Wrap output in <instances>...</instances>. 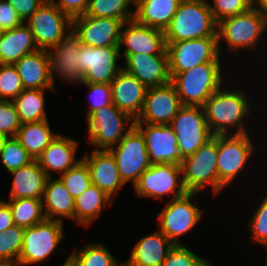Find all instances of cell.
Returning <instances> with one entry per match:
<instances>
[{
    "label": "cell",
    "instance_id": "cell-2",
    "mask_svg": "<svg viewBox=\"0 0 267 266\" xmlns=\"http://www.w3.org/2000/svg\"><path fill=\"white\" fill-rule=\"evenodd\" d=\"M164 32L166 42L217 37V22L213 18L209 3L181 0Z\"/></svg>",
    "mask_w": 267,
    "mask_h": 266
},
{
    "label": "cell",
    "instance_id": "cell-51",
    "mask_svg": "<svg viewBox=\"0 0 267 266\" xmlns=\"http://www.w3.org/2000/svg\"><path fill=\"white\" fill-rule=\"evenodd\" d=\"M254 7L267 19V0H254Z\"/></svg>",
    "mask_w": 267,
    "mask_h": 266
},
{
    "label": "cell",
    "instance_id": "cell-25",
    "mask_svg": "<svg viewBox=\"0 0 267 266\" xmlns=\"http://www.w3.org/2000/svg\"><path fill=\"white\" fill-rule=\"evenodd\" d=\"M174 246L171 240L159 229L145 235L133 247L129 266H162L170 249Z\"/></svg>",
    "mask_w": 267,
    "mask_h": 266
},
{
    "label": "cell",
    "instance_id": "cell-52",
    "mask_svg": "<svg viewBox=\"0 0 267 266\" xmlns=\"http://www.w3.org/2000/svg\"><path fill=\"white\" fill-rule=\"evenodd\" d=\"M7 138L8 137H6L4 134L0 133V149Z\"/></svg>",
    "mask_w": 267,
    "mask_h": 266
},
{
    "label": "cell",
    "instance_id": "cell-54",
    "mask_svg": "<svg viewBox=\"0 0 267 266\" xmlns=\"http://www.w3.org/2000/svg\"><path fill=\"white\" fill-rule=\"evenodd\" d=\"M62 266H72L69 262V256L68 258L66 259V261L64 262V264Z\"/></svg>",
    "mask_w": 267,
    "mask_h": 266
},
{
    "label": "cell",
    "instance_id": "cell-6",
    "mask_svg": "<svg viewBox=\"0 0 267 266\" xmlns=\"http://www.w3.org/2000/svg\"><path fill=\"white\" fill-rule=\"evenodd\" d=\"M249 133L217 135L218 194L230 185L246 169L254 155V146ZM229 184V185H228Z\"/></svg>",
    "mask_w": 267,
    "mask_h": 266
},
{
    "label": "cell",
    "instance_id": "cell-16",
    "mask_svg": "<svg viewBox=\"0 0 267 266\" xmlns=\"http://www.w3.org/2000/svg\"><path fill=\"white\" fill-rule=\"evenodd\" d=\"M124 22L115 18L80 15L72 19V32L91 47H119Z\"/></svg>",
    "mask_w": 267,
    "mask_h": 266
},
{
    "label": "cell",
    "instance_id": "cell-55",
    "mask_svg": "<svg viewBox=\"0 0 267 266\" xmlns=\"http://www.w3.org/2000/svg\"><path fill=\"white\" fill-rule=\"evenodd\" d=\"M191 1H199V2H204V3H209V1L207 2V0H191Z\"/></svg>",
    "mask_w": 267,
    "mask_h": 266
},
{
    "label": "cell",
    "instance_id": "cell-35",
    "mask_svg": "<svg viewBox=\"0 0 267 266\" xmlns=\"http://www.w3.org/2000/svg\"><path fill=\"white\" fill-rule=\"evenodd\" d=\"M135 4V0H89L84 15L100 18H115L124 23L133 20L135 10L128 7Z\"/></svg>",
    "mask_w": 267,
    "mask_h": 266
},
{
    "label": "cell",
    "instance_id": "cell-48",
    "mask_svg": "<svg viewBox=\"0 0 267 266\" xmlns=\"http://www.w3.org/2000/svg\"><path fill=\"white\" fill-rule=\"evenodd\" d=\"M63 13L71 19L84 15L88 8L89 0H51Z\"/></svg>",
    "mask_w": 267,
    "mask_h": 266
},
{
    "label": "cell",
    "instance_id": "cell-33",
    "mask_svg": "<svg viewBox=\"0 0 267 266\" xmlns=\"http://www.w3.org/2000/svg\"><path fill=\"white\" fill-rule=\"evenodd\" d=\"M7 203L16 226L29 228L46 219L42 199L17 198L10 199Z\"/></svg>",
    "mask_w": 267,
    "mask_h": 266
},
{
    "label": "cell",
    "instance_id": "cell-31",
    "mask_svg": "<svg viewBox=\"0 0 267 266\" xmlns=\"http://www.w3.org/2000/svg\"><path fill=\"white\" fill-rule=\"evenodd\" d=\"M58 134L51 131L48 119L40 122L23 123L15 138L36 160Z\"/></svg>",
    "mask_w": 267,
    "mask_h": 266
},
{
    "label": "cell",
    "instance_id": "cell-1",
    "mask_svg": "<svg viewBox=\"0 0 267 266\" xmlns=\"http://www.w3.org/2000/svg\"><path fill=\"white\" fill-rule=\"evenodd\" d=\"M245 91L225 88L222 85L205 102L203 105L205 118L213 135L231 134L230 129H233V134L248 133L244 121L253 111V101L250 105V97Z\"/></svg>",
    "mask_w": 267,
    "mask_h": 266
},
{
    "label": "cell",
    "instance_id": "cell-44",
    "mask_svg": "<svg viewBox=\"0 0 267 266\" xmlns=\"http://www.w3.org/2000/svg\"><path fill=\"white\" fill-rule=\"evenodd\" d=\"M258 208L256 207L253 217L248 222L253 243L261 246L267 245V195L261 199Z\"/></svg>",
    "mask_w": 267,
    "mask_h": 266
},
{
    "label": "cell",
    "instance_id": "cell-7",
    "mask_svg": "<svg viewBox=\"0 0 267 266\" xmlns=\"http://www.w3.org/2000/svg\"><path fill=\"white\" fill-rule=\"evenodd\" d=\"M86 122L89 144L95 146L96 150H109L114 147L135 125V120L113 103L94 111ZM128 122L130 125L126 129Z\"/></svg>",
    "mask_w": 267,
    "mask_h": 266
},
{
    "label": "cell",
    "instance_id": "cell-53",
    "mask_svg": "<svg viewBox=\"0 0 267 266\" xmlns=\"http://www.w3.org/2000/svg\"><path fill=\"white\" fill-rule=\"evenodd\" d=\"M114 266H129V263H128V261L127 262L125 261V262H122V263L121 262H119V263L117 262Z\"/></svg>",
    "mask_w": 267,
    "mask_h": 266
},
{
    "label": "cell",
    "instance_id": "cell-47",
    "mask_svg": "<svg viewBox=\"0 0 267 266\" xmlns=\"http://www.w3.org/2000/svg\"><path fill=\"white\" fill-rule=\"evenodd\" d=\"M23 23L7 0H0V31L14 29Z\"/></svg>",
    "mask_w": 267,
    "mask_h": 266
},
{
    "label": "cell",
    "instance_id": "cell-56",
    "mask_svg": "<svg viewBox=\"0 0 267 266\" xmlns=\"http://www.w3.org/2000/svg\"><path fill=\"white\" fill-rule=\"evenodd\" d=\"M264 248L267 249V245L263 246ZM266 262H267V254H266V258H265Z\"/></svg>",
    "mask_w": 267,
    "mask_h": 266
},
{
    "label": "cell",
    "instance_id": "cell-42",
    "mask_svg": "<svg viewBox=\"0 0 267 266\" xmlns=\"http://www.w3.org/2000/svg\"><path fill=\"white\" fill-rule=\"evenodd\" d=\"M181 157L194 154L201 146L213 138L211 131L175 132Z\"/></svg>",
    "mask_w": 267,
    "mask_h": 266
},
{
    "label": "cell",
    "instance_id": "cell-20",
    "mask_svg": "<svg viewBox=\"0 0 267 266\" xmlns=\"http://www.w3.org/2000/svg\"><path fill=\"white\" fill-rule=\"evenodd\" d=\"M123 70L134 76L147 88L161 86L171 81L167 55L129 54Z\"/></svg>",
    "mask_w": 267,
    "mask_h": 266
},
{
    "label": "cell",
    "instance_id": "cell-19",
    "mask_svg": "<svg viewBox=\"0 0 267 266\" xmlns=\"http://www.w3.org/2000/svg\"><path fill=\"white\" fill-rule=\"evenodd\" d=\"M142 132L151 164L181 165L177 136L170 125L135 124ZM145 126V127H143Z\"/></svg>",
    "mask_w": 267,
    "mask_h": 266
},
{
    "label": "cell",
    "instance_id": "cell-29",
    "mask_svg": "<svg viewBox=\"0 0 267 266\" xmlns=\"http://www.w3.org/2000/svg\"><path fill=\"white\" fill-rule=\"evenodd\" d=\"M181 0H135L134 19L143 25L165 31Z\"/></svg>",
    "mask_w": 267,
    "mask_h": 266
},
{
    "label": "cell",
    "instance_id": "cell-41",
    "mask_svg": "<svg viewBox=\"0 0 267 266\" xmlns=\"http://www.w3.org/2000/svg\"><path fill=\"white\" fill-rule=\"evenodd\" d=\"M213 262L197 256L186 246L174 245L168 252L162 266H212Z\"/></svg>",
    "mask_w": 267,
    "mask_h": 266
},
{
    "label": "cell",
    "instance_id": "cell-23",
    "mask_svg": "<svg viewBox=\"0 0 267 266\" xmlns=\"http://www.w3.org/2000/svg\"><path fill=\"white\" fill-rule=\"evenodd\" d=\"M77 143L76 140L59 133L43 150L36 160L47 177H52V171L62 175L82 160L76 159V149L79 147Z\"/></svg>",
    "mask_w": 267,
    "mask_h": 266
},
{
    "label": "cell",
    "instance_id": "cell-28",
    "mask_svg": "<svg viewBox=\"0 0 267 266\" xmlns=\"http://www.w3.org/2000/svg\"><path fill=\"white\" fill-rule=\"evenodd\" d=\"M38 50L30 28L23 22L0 36V64L14 65L24 55Z\"/></svg>",
    "mask_w": 267,
    "mask_h": 266
},
{
    "label": "cell",
    "instance_id": "cell-22",
    "mask_svg": "<svg viewBox=\"0 0 267 266\" xmlns=\"http://www.w3.org/2000/svg\"><path fill=\"white\" fill-rule=\"evenodd\" d=\"M112 103L135 121L142 112L147 87L123 69L110 83Z\"/></svg>",
    "mask_w": 267,
    "mask_h": 266
},
{
    "label": "cell",
    "instance_id": "cell-9",
    "mask_svg": "<svg viewBox=\"0 0 267 266\" xmlns=\"http://www.w3.org/2000/svg\"><path fill=\"white\" fill-rule=\"evenodd\" d=\"M25 24L40 50L51 49L72 31V19L51 0H46Z\"/></svg>",
    "mask_w": 267,
    "mask_h": 266
},
{
    "label": "cell",
    "instance_id": "cell-46",
    "mask_svg": "<svg viewBox=\"0 0 267 266\" xmlns=\"http://www.w3.org/2000/svg\"><path fill=\"white\" fill-rule=\"evenodd\" d=\"M90 89V107L86 112V119L96 110L112 104L111 86L105 83H82Z\"/></svg>",
    "mask_w": 267,
    "mask_h": 266
},
{
    "label": "cell",
    "instance_id": "cell-4",
    "mask_svg": "<svg viewBox=\"0 0 267 266\" xmlns=\"http://www.w3.org/2000/svg\"><path fill=\"white\" fill-rule=\"evenodd\" d=\"M267 19L254 6L248 11L226 17L217 22L218 50L225 41L229 51L254 49L259 47L261 37L266 32ZM257 45V46H256Z\"/></svg>",
    "mask_w": 267,
    "mask_h": 266
},
{
    "label": "cell",
    "instance_id": "cell-18",
    "mask_svg": "<svg viewBox=\"0 0 267 266\" xmlns=\"http://www.w3.org/2000/svg\"><path fill=\"white\" fill-rule=\"evenodd\" d=\"M79 38L71 31L51 49L46 50L49 59V74L55 83V76L66 83L82 82L80 73Z\"/></svg>",
    "mask_w": 267,
    "mask_h": 266
},
{
    "label": "cell",
    "instance_id": "cell-50",
    "mask_svg": "<svg viewBox=\"0 0 267 266\" xmlns=\"http://www.w3.org/2000/svg\"><path fill=\"white\" fill-rule=\"evenodd\" d=\"M13 225L15 224L9 204L4 200H0V232H5Z\"/></svg>",
    "mask_w": 267,
    "mask_h": 266
},
{
    "label": "cell",
    "instance_id": "cell-30",
    "mask_svg": "<svg viewBox=\"0 0 267 266\" xmlns=\"http://www.w3.org/2000/svg\"><path fill=\"white\" fill-rule=\"evenodd\" d=\"M113 199L95 185H91L75 198L74 220L79 225L89 227L106 205H112ZM104 206V207H103Z\"/></svg>",
    "mask_w": 267,
    "mask_h": 266
},
{
    "label": "cell",
    "instance_id": "cell-3",
    "mask_svg": "<svg viewBox=\"0 0 267 266\" xmlns=\"http://www.w3.org/2000/svg\"><path fill=\"white\" fill-rule=\"evenodd\" d=\"M224 72L220 62H208L177 73L171 82L182 105L203 106L223 84Z\"/></svg>",
    "mask_w": 267,
    "mask_h": 266
},
{
    "label": "cell",
    "instance_id": "cell-57",
    "mask_svg": "<svg viewBox=\"0 0 267 266\" xmlns=\"http://www.w3.org/2000/svg\"><path fill=\"white\" fill-rule=\"evenodd\" d=\"M0 266H17V265H0Z\"/></svg>",
    "mask_w": 267,
    "mask_h": 266
},
{
    "label": "cell",
    "instance_id": "cell-32",
    "mask_svg": "<svg viewBox=\"0 0 267 266\" xmlns=\"http://www.w3.org/2000/svg\"><path fill=\"white\" fill-rule=\"evenodd\" d=\"M45 89H24L12 102L21 123L40 122L48 119L44 104Z\"/></svg>",
    "mask_w": 267,
    "mask_h": 266
},
{
    "label": "cell",
    "instance_id": "cell-45",
    "mask_svg": "<svg viewBox=\"0 0 267 266\" xmlns=\"http://www.w3.org/2000/svg\"><path fill=\"white\" fill-rule=\"evenodd\" d=\"M21 125L14 103L0 101V133L6 137H15Z\"/></svg>",
    "mask_w": 267,
    "mask_h": 266
},
{
    "label": "cell",
    "instance_id": "cell-21",
    "mask_svg": "<svg viewBox=\"0 0 267 266\" xmlns=\"http://www.w3.org/2000/svg\"><path fill=\"white\" fill-rule=\"evenodd\" d=\"M81 159L88 166L92 185L97 186L109 197L113 198L112 196L125 185L120 178L115 158L109 150L94 149L91 155L87 153L81 156Z\"/></svg>",
    "mask_w": 267,
    "mask_h": 266
},
{
    "label": "cell",
    "instance_id": "cell-17",
    "mask_svg": "<svg viewBox=\"0 0 267 266\" xmlns=\"http://www.w3.org/2000/svg\"><path fill=\"white\" fill-rule=\"evenodd\" d=\"M127 24V25H126ZM127 26V27H126ZM126 27V28H125ZM123 50V59L129 54L167 55L165 32L138 23L135 19L122 26L119 49Z\"/></svg>",
    "mask_w": 267,
    "mask_h": 266
},
{
    "label": "cell",
    "instance_id": "cell-26",
    "mask_svg": "<svg viewBox=\"0 0 267 266\" xmlns=\"http://www.w3.org/2000/svg\"><path fill=\"white\" fill-rule=\"evenodd\" d=\"M42 202L46 219L63 222L62 218H66L74 221L75 199L59 177L47 178Z\"/></svg>",
    "mask_w": 267,
    "mask_h": 266
},
{
    "label": "cell",
    "instance_id": "cell-8",
    "mask_svg": "<svg viewBox=\"0 0 267 266\" xmlns=\"http://www.w3.org/2000/svg\"><path fill=\"white\" fill-rule=\"evenodd\" d=\"M169 75L172 79L177 73L190 70L208 62H221L217 37H204L166 42Z\"/></svg>",
    "mask_w": 267,
    "mask_h": 266
},
{
    "label": "cell",
    "instance_id": "cell-24",
    "mask_svg": "<svg viewBox=\"0 0 267 266\" xmlns=\"http://www.w3.org/2000/svg\"><path fill=\"white\" fill-rule=\"evenodd\" d=\"M14 66L22 80L24 89H45L55 91V84L49 74V59L46 50H36L24 55Z\"/></svg>",
    "mask_w": 267,
    "mask_h": 266
},
{
    "label": "cell",
    "instance_id": "cell-11",
    "mask_svg": "<svg viewBox=\"0 0 267 266\" xmlns=\"http://www.w3.org/2000/svg\"><path fill=\"white\" fill-rule=\"evenodd\" d=\"M109 151L115 158L120 178L134 186L140 175L152 164L142 132L134 125L120 142Z\"/></svg>",
    "mask_w": 267,
    "mask_h": 266
},
{
    "label": "cell",
    "instance_id": "cell-12",
    "mask_svg": "<svg viewBox=\"0 0 267 266\" xmlns=\"http://www.w3.org/2000/svg\"><path fill=\"white\" fill-rule=\"evenodd\" d=\"M199 193L187 192L185 195L171 199L158 213L159 230L163 232L174 245H183L179 236L192 231L200 222L203 210L192 203V199Z\"/></svg>",
    "mask_w": 267,
    "mask_h": 266
},
{
    "label": "cell",
    "instance_id": "cell-10",
    "mask_svg": "<svg viewBox=\"0 0 267 266\" xmlns=\"http://www.w3.org/2000/svg\"><path fill=\"white\" fill-rule=\"evenodd\" d=\"M63 224L64 222L57 220L45 219L25 228L17 266L41 263L49 258L64 239Z\"/></svg>",
    "mask_w": 267,
    "mask_h": 266
},
{
    "label": "cell",
    "instance_id": "cell-15",
    "mask_svg": "<svg viewBox=\"0 0 267 266\" xmlns=\"http://www.w3.org/2000/svg\"><path fill=\"white\" fill-rule=\"evenodd\" d=\"M182 103L170 81L147 89L144 106L135 124L170 125Z\"/></svg>",
    "mask_w": 267,
    "mask_h": 266
},
{
    "label": "cell",
    "instance_id": "cell-39",
    "mask_svg": "<svg viewBox=\"0 0 267 266\" xmlns=\"http://www.w3.org/2000/svg\"><path fill=\"white\" fill-rule=\"evenodd\" d=\"M59 178L74 199L92 185L90 171L83 160L59 176Z\"/></svg>",
    "mask_w": 267,
    "mask_h": 266
},
{
    "label": "cell",
    "instance_id": "cell-40",
    "mask_svg": "<svg viewBox=\"0 0 267 266\" xmlns=\"http://www.w3.org/2000/svg\"><path fill=\"white\" fill-rule=\"evenodd\" d=\"M23 90L16 67L0 64V101H13Z\"/></svg>",
    "mask_w": 267,
    "mask_h": 266
},
{
    "label": "cell",
    "instance_id": "cell-27",
    "mask_svg": "<svg viewBox=\"0 0 267 266\" xmlns=\"http://www.w3.org/2000/svg\"><path fill=\"white\" fill-rule=\"evenodd\" d=\"M13 175L9 200L17 198L43 199L47 176L37 160L10 171Z\"/></svg>",
    "mask_w": 267,
    "mask_h": 266
},
{
    "label": "cell",
    "instance_id": "cell-49",
    "mask_svg": "<svg viewBox=\"0 0 267 266\" xmlns=\"http://www.w3.org/2000/svg\"><path fill=\"white\" fill-rule=\"evenodd\" d=\"M25 22L46 0H7Z\"/></svg>",
    "mask_w": 267,
    "mask_h": 266
},
{
    "label": "cell",
    "instance_id": "cell-5",
    "mask_svg": "<svg viewBox=\"0 0 267 266\" xmlns=\"http://www.w3.org/2000/svg\"><path fill=\"white\" fill-rule=\"evenodd\" d=\"M217 160V135H214L194 154L182 159L180 166L187 192L199 193L201 189L211 186L214 196L218 194Z\"/></svg>",
    "mask_w": 267,
    "mask_h": 266
},
{
    "label": "cell",
    "instance_id": "cell-13",
    "mask_svg": "<svg viewBox=\"0 0 267 266\" xmlns=\"http://www.w3.org/2000/svg\"><path fill=\"white\" fill-rule=\"evenodd\" d=\"M138 196L162 199L171 194V199L187 193L182 179L180 165L171 163L152 164L139 177L133 186Z\"/></svg>",
    "mask_w": 267,
    "mask_h": 266
},
{
    "label": "cell",
    "instance_id": "cell-34",
    "mask_svg": "<svg viewBox=\"0 0 267 266\" xmlns=\"http://www.w3.org/2000/svg\"><path fill=\"white\" fill-rule=\"evenodd\" d=\"M69 254L72 266H114L118 261L103 243H90Z\"/></svg>",
    "mask_w": 267,
    "mask_h": 266
},
{
    "label": "cell",
    "instance_id": "cell-38",
    "mask_svg": "<svg viewBox=\"0 0 267 266\" xmlns=\"http://www.w3.org/2000/svg\"><path fill=\"white\" fill-rule=\"evenodd\" d=\"M0 159L7 171L28 165L34 159L15 137H8L0 149Z\"/></svg>",
    "mask_w": 267,
    "mask_h": 266
},
{
    "label": "cell",
    "instance_id": "cell-43",
    "mask_svg": "<svg viewBox=\"0 0 267 266\" xmlns=\"http://www.w3.org/2000/svg\"><path fill=\"white\" fill-rule=\"evenodd\" d=\"M254 6V0H213V5L209 3L210 10L216 22L220 20L244 13Z\"/></svg>",
    "mask_w": 267,
    "mask_h": 266
},
{
    "label": "cell",
    "instance_id": "cell-37",
    "mask_svg": "<svg viewBox=\"0 0 267 266\" xmlns=\"http://www.w3.org/2000/svg\"><path fill=\"white\" fill-rule=\"evenodd\" d=\"M25 228L13 225L0 232V265H17Z\"/></svg>",
    "mask_w": 267,
    "mask_h": 266
},
{
    "label": "cell",
    "instance_id": "cell-14",
    "mask_svg": "<svg viewBox=\"0 0 267 266\" xmlns=\"http://www.w3.org/2000/svg\"><path fill=\"white\" fill-rule=\"evenodd\" d=\"M79 55L81 83L110 85L123 69V66L117 64V59L122 57L119 47H91L81 44Z\"/></svg>",
    "mask_w": 267,
    "mask_h": 266
},
{
    "label": "cell",
    "instance_id": "cell-36",
    "mask_svg": "<svg viewBox=\"0 0 267 266\" xmlns=\"http://www.w3.org/2000/svg\"><path fill=\"white\" fill-rule=\"evenodd\" d=\"M170 126L174 132L210 131L203 106L183 105Z\"/></svg>",
    "mask_w": 267,
    "mask_h": 266
}]
</instances>
